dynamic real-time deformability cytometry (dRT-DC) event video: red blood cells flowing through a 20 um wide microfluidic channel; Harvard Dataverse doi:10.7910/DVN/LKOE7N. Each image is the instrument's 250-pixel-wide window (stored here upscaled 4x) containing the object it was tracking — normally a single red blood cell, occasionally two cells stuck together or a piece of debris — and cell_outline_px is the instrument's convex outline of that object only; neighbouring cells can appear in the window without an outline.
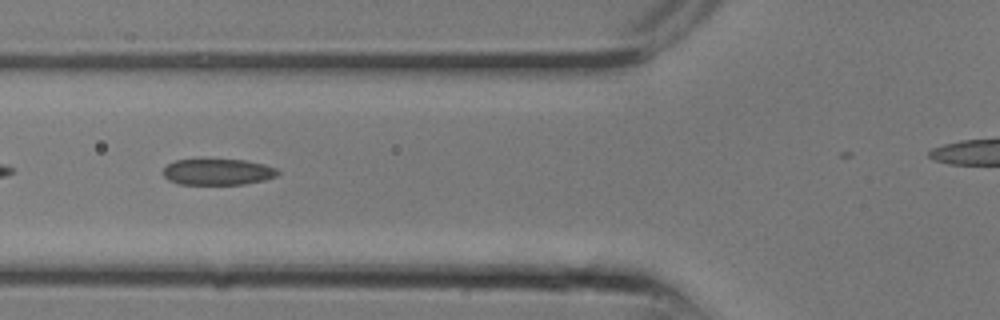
{"species": "common noctule bat (a hibernating species)", "species_latin": "Nyctalus noctula", "temperature_condition": "room temperature", "stored_images_in_passage": 10, "segment_of_instrument_passage": [2, 2], "camera_frame_rate_fps": 3000, "um_per_image_px": 0.085, "animal": {"sex": "male", "body_mass_g": 13.3}, "frame": {"image": 1, "passage_image": 9, "time_ms": 2.667, "image_size_px": [1000, 320], "cell_outline_px": [[280, 172], [276, 176], [264, 180], [244, 184], [180, 184], [168, 180], [164, 176], [164, 168], [168, 164], [176, 160], [244, 160], [264, 164], [276, 168]], "centroid_in_image_um": [18.53, 14.62], "position_along_channel_um": 107.3, "area_um2": 17.28}}